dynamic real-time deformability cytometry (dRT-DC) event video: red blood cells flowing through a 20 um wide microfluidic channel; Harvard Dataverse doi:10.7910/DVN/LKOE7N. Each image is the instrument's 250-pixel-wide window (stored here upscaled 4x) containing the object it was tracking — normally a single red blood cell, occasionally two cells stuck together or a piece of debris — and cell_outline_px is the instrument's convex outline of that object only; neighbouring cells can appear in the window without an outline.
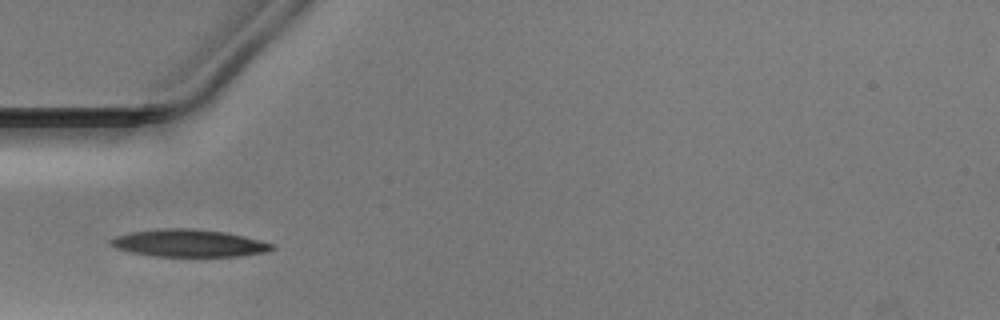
{"species": "Egyptian fruit bat (a non-hibernating species)", "species_latin": "Rousettus aegyptiacus", "temperature_condition": "warm", "stored_images_in_passage": 24, "camera_frame_rate_fps": 3000, "um_per_image_px": 0.085, "animal": {"sex": "male"}, "frame": {"image": 1, "passage_image": 4, "time_ms": 1.0, "image_size_px": [1000, 320], "cell_outline_px": [[276, 248], [268, 252], [240, 256], [152, 256], [132, 252], [116, 248], [108, 244], [108, 240], [116, 236], [132, 232], [156, 228], [188, 228], [224, 232], [244, 236], [276, 244]], "centroid_in_image_um": [16.08, 20.67], "position_along_channel_um": 68.9, "area_um2": 25.89}}